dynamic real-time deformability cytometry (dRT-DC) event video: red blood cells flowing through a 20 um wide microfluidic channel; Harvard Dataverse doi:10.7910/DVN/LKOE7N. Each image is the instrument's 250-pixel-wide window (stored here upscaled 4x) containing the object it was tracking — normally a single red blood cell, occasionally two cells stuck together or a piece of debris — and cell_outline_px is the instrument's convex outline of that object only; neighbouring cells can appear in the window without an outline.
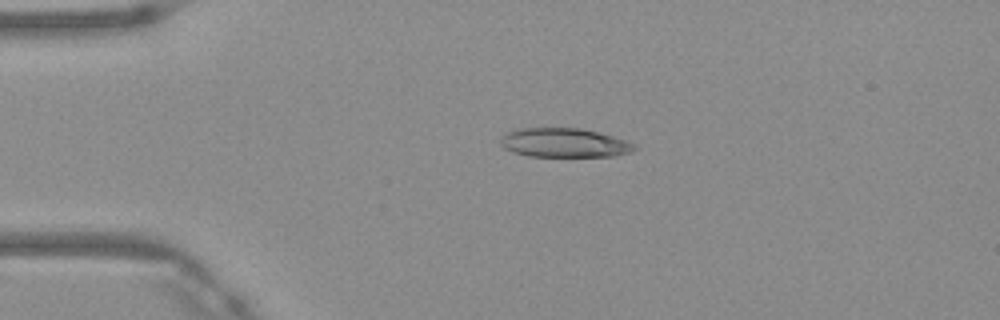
{"species": "Egyptian fruit bat (a non-hibernating species)", "species_latin": "Rousettus aegyptiacus", "temperature_condition": "warm", "stored_images_in_passage": 41, "camera_frame_rate_fps": 3000, "um_per_image_px": 0.085, "frame": {"image": 1, "passage_image": 4, "time_ms": 1.0, "image_size_px": [1000, 320], "cell_outline_px": [[636, 148], [628, 152], [612, 156], [528, 156], [512, 152], [504, 148], [500, 144], [500, 140], [508, 132], [520, 128], [580, 128], [612, 136], [636, 144]], "centroid_in_image_um": [47.92, 12.14], "position_along_channel_um": 37.1, "area_um2": 22.43}}
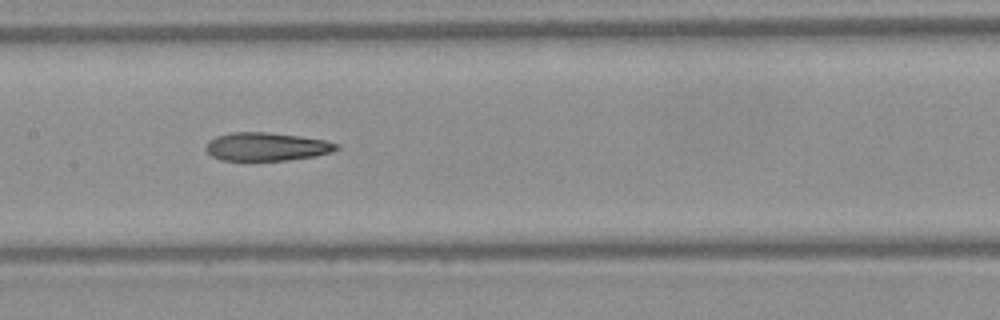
{"frame": {"image": 2, "passage_image": 17, "time_ms": 5.333, "image_size_px": [1000, 320], "cell_outline_px": [[340, 148], [332, 152], [312, 156], [288, 160], [220, 160], [212, 156], [204, 148], [208, 140], [216, 136], [232, 132], [268, 132], [300, 136], [324, 140], [340, 144]], "centroid_in_image_um": [22.64, 12.46], "position_along_channel_um": 184.8, "area_um2": 21.56}}
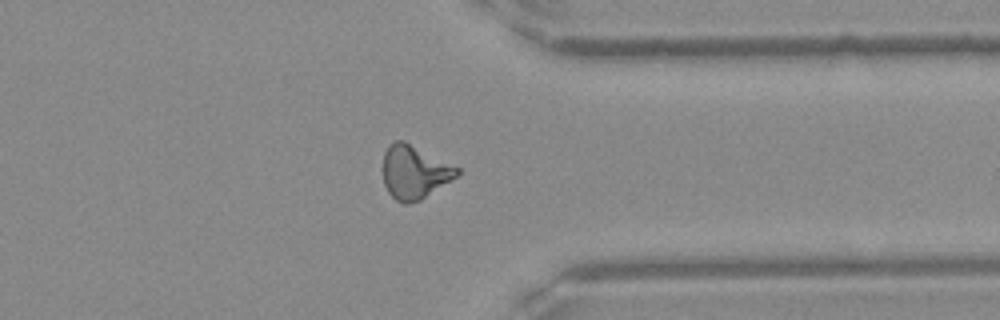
{"frame": {"image": 3, "passage_image": 31, "time_ms": 10.0, "image_size_px": [1000, 320], "cell_outline_px": [[460, 172], [452, 180], [420, 200], [408, 204], [404, 204], [396, 200], [388, 192], [384, 184], [384, 152], [388, 144], [396, 140], [404, 140], [460, 168]], "centroid_in_image_um": [35.22, 14.62], "position_along_channel_um": 376.2, "area_um2": 23.06}, "authors_computed_cell_mechanics": {"area_um2": 22.4264, "velocity_mm_per_s": 4.1985, "shape_relaxation_time_tau1_ms": null, "shape_relaxation_time_tau2_ms": 3.2069, "deformation_change_tau1": null, "deformation_change_tau2": 0.1407}}